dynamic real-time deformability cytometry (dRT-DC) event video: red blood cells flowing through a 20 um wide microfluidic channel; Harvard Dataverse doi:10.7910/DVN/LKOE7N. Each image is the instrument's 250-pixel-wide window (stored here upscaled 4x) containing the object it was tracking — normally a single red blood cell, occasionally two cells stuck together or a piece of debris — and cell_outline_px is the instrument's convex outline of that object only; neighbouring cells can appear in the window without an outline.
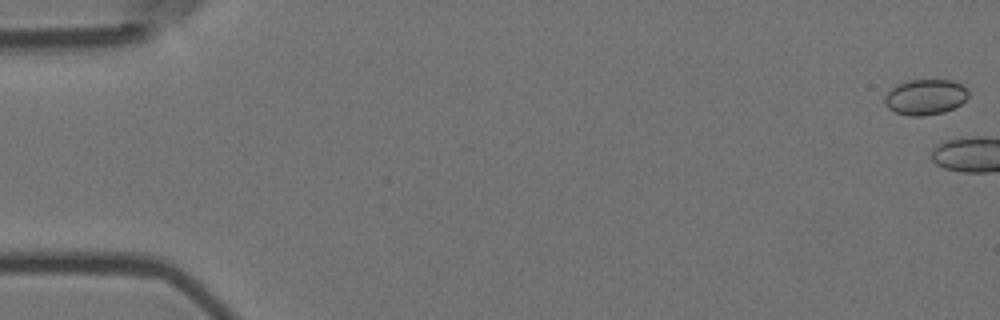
{"species": "Egyptian fruit bat (a non-hibernating species)", "species_latin": "Rousettus aegyptiacus", "temperature_condition": "room temperature", "stored_images_in_passage": 4, "camera_frame_rate_fps": 3000, "um_per_image_px": 0.085, "animal": {"sex": "female"}, "frame": {"image": 1, "passage_image": 1, "time_ms": 0.0, "image_size_px": [1000, 320], "cell_outline_px": [[968, 96], [960, 104], [944, 112], [924, 116], [908, 116], [896, 112], [888, 108], [884, 104], [884, 96], [896, 84], [908, 80], [952, 80], [968, 88]], "centroid_in_image_um": [78.63, 8.24], "position_along_channel_um": 6.4, "area_um2": 17.4}}